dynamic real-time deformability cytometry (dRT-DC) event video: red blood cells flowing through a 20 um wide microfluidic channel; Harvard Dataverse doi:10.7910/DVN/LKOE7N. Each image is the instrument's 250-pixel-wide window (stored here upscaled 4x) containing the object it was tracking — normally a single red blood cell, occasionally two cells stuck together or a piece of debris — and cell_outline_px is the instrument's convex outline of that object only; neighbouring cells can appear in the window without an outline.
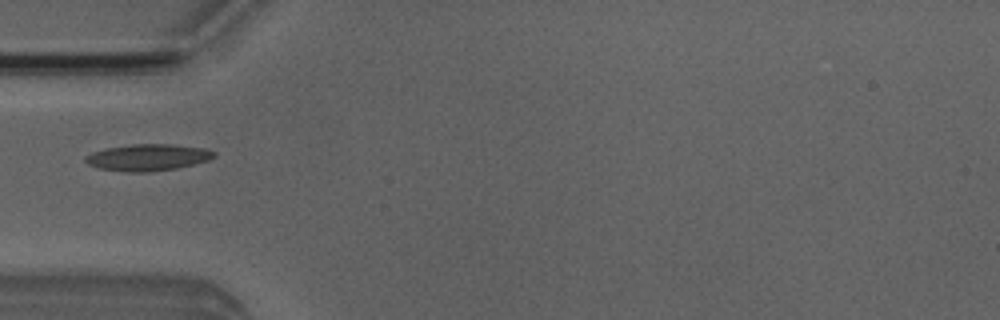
{"species": "Egyptian fruit bat (a non-hibernating species)", "species_latin": "Rousettus aegyptiacus", "temperature_condition": "room temperature", "stored_images_in_passage": 5, "camera_frame_rate_fps": 3000, "um_per_image_px": 0.085, "animal": {"sex": "male"}, "frame": {"image": 1, "passage_image": 5, "time_ms": 5.333, "image_size_px": [1000, 320], "cell_outline_px": [[216, 156], [208, 160], [176, 168], [148, 172], [132, 172], [100, 168], [88, 164], [84, 160], [84, 156], [92, 152], [104, 148], [132, 144], [172, 144], [204, 148], [216, 152]], "centroid_in_image_um": [12.55, 13.36], "position_along_channel_um": 72.5, "area_um2": 19.88}}